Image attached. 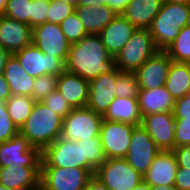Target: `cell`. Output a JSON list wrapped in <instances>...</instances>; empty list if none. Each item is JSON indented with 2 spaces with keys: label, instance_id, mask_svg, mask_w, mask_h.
<instances>
[{
  "label": "cell",
  "instance_id": "6da1fadb",
  "mask_svg": "<svg viewBox=\"0 0 190 190\" xmlns=\"http://www.w3.org/2000/svg\"><path fill=\"white\" fill-rule=\"evenodd\" d=\"M116 68L115 57L107 51L99 34H87L71 44L65 62L67 72L88 81L100 74L111 73Z\"/></svg>",
  "mask_w": 190,
  "mask_h": 190
},
{
  "label": "cell",
  "instance_id": "7a4b0ae2",
  "mask_svg": "<svg viewBox=\"0 0 190 190\" xmlns=\"http://www.w3.org/2000/svg\"><path fill=\"white\" fill-rule=\"evenodd\" d=\"M63 118L42 102H36L31 114L19 132L33 147L42 151L62 133Z\"/></svg>",
  "mask_w": 190,
  "mask_h": 190
},
{
  "label": "cell",
  "instance_id": "3957f363",
  "mask_svg": "<svg viewBox=\"0 0 190 190\" xmlns=\"http://www.w3.org/2000/svg\"><path fill=\"white\" fill-rule=\"evenodd\" d=\"M190 24V4L163 2L154 17L149 31L159 50L168 48L180 33Z\"/></svg>",
  "mask_w": 190,
  "mask_h": 190
},
{
  "label": "cell",
  "instance_id": "277c9868",
  "mask_svg": "<svg viewBox=\"0 0 190 190\" xmlns=\"http://www.w3.org/2000/svg\"><path fill=\"white\" fill-rule=\"evenodd\" d=\"M159 49L149 29H137L115 56L116 67L122 71H136Z\"/></svg>",
  "mask_w": 190,
  "mask_h": 190
},
{
  "label": "cell",
  "instance_id": "5b68a950",
  "mask_svg": "<svg viewBox=\"0 0 190 190\" xmlns=\"http://www.w3.org/2000/svg\"><path fill=\"white\" fill-rule=\"evenodd\" d=\"M93 175L86 168L40 167V190H84Z\"/></svg>",
  "mask_w": 190,
  "mask_h": 190
},
{
  "label": "cell",
  "instance_id": "8992f818",
  "mask_svg": "<svg viewBox=\"0 0 190 190\" xmlns=\"http://www.w3.org/2000/svg\"><path fill=\"white\" fill-rule=\"evenodd\" d=\"M94 176L110 190H132L143 181V175L124 158L106 159Z\"/></svg>",
  "mask_w": 190,
  "mask_h": 190
},
{
  "label": "cell",
  "instance_id": "52a82bcc",
  "mask_svg": "<svg viewBox=\"0 0 190 190\" xmlns=\"http://www.w3.org/2000/svg\"><path fill=\"white\" fill-rule=\"evenodd\" d=\"M102 120V115L87 106L73 108L63 119L61 137L75 142L99 137Z\"/></svg>",
  "mask_w": 190,
  "mask_h": 190
},
{
  "label": "cell",
  "instance_id": "ba28073f",
  "mask_svg": "<svg viewBox=\"0 0 190 190\" xmlns=\"http://www.w3.org/2000/svg\"><path fill=\"white\" fill-rule=\"evenodd\" d=\"M40 167L86 168L82 144L59 136L41 151Z\"/></svg>",
  "mask_w": 190,
  "mask_h": 190
},
{
  "label": "cell",
  "instance_id": "9c48e42d",
  "mask_svg": "<svg viewBox=\"0 0 190 190\" xmlns=\"http://www.w3.org/2000/svg\"><path fill=\"white\" fill-rule=\"evenodd\" d=\"M40 162L41 151L20 132L10 140L0 142V167H40Z\"/></svg>",
  "mask_w": 190,
  "mask_h": 190
},
{
  "label": "cell",
  "instance_id": "30bf717a",
  "mask_svg": "<svg viewBox=\"0 0 190 190\" xmlns=\"http://www.w3.org/2000/svg\"><path fill=\"white\" fill-rule=\"evenodd\" d=\"M135 127L132 124L102 120L99 137L107 159L125 158Z\"/></svg>",
  "mask_w": 190,
  "mask_h": 190
},
{
  "label": "cell",
  "instance_id": "8fae6325",
  "mask_svg": "<svg viewBox=\"0 0 190 190\" xmlns=\"http://www.w3.org/2000/svg\"><path fill=\"white\" fill-rule=\"evenodd\" d=\"M23 69L33 78L44 74L59 76L65 71V63L54 55H47L34 44L13 54Z\"/></svg>",
  "mask_w": 190,
  "mask_h": 190
},
{
  "label": "cell",
  "instance_id": "7c38bea8",
  "mask_svg": "<svg viewBox=\"0 0 190 190\" xmlns=\"http://www.w3.org/2000/svg\"><path fill=\"white\" fill-rule=\"evenodd\" d=\"M160 149L154 140L141 126H136L132 132L131 142L125 160L141 175L151 166Z\"/></svg>",
  "mask_w": 190,
  "mask_h": 190
},
{
  "label": "cell",
  "instance_id": "4fadbf2b",
  "mask_svg": "<svg viewBox=\"0 0 190 190\" xmlns=\"http://www.w3.org/2000/svg\"><path fill=\"white\" fill-rule=\"evenodd\" d=\"M32 44L47 55H54L66 62L70 42L63 34L60 25L45 22L33 28Z\"/></svg>",
  "mask_w": 190,
  "mask_h": 190
},
{
  "label": "cell",
  "instance_id": "5bb4252c",
  "mask_svg": "<svg viewBox=\"0 0 190 190\" xmlns=\"http://www.w3.org/2000/svg\"><path fill=\"white\" fill-rule=\"evenodd\" d=\"M140 125L161 151H172L175 148V117L173 111L143 116Z\"/></svg>",
  "mask_w": 190,
  "mask_h": 190
},
{
  "label": "cell",
  "instance_id": "9a60e30c",
  "mask_svg": "<svg viewBox=\"0 0 190 190\" xmlns=\"http://www.w3.org/2000/svg\"><path fill=\"white\" fill-rule=\"evenodd\" d=\"M171 59L165 50H158L136 71L140 90L164 86L168 77Z\"/></svg>",
  "mask_w": 190,
  "mask_h": 190
},
{
  "label": "cell",
  "instance_id": "2e32d148",
  "mask_svg": "<svg viewBox=\"0 0 190 190\" xmlns=\"http://www.w3.org/2000/svg\"><path fill=\"white\" fill-rule=\"evenodd\" d=\"M116 78L117 68L111 73L100 74L89 81L88 108L102 116L105 114L110 103L116 98Z\"/></svg>",
  "mask_w": 190,
  "mask_h": 190
},
{
  "label": "cell",
  "instance_id": "e0dca14e",
  "mask_svg": "<svg viewBox=\"0 0 190 190\" xmlns=\"http://www.w3.org/2000/svg\"><path fill=\"white\" fill-rule=\"evenodd\" d=\"M32 36L28 24L0 15V46L11 55L32 44Z\"/></svg>",
  "mask_w": 190,
  "mask_h": 190
},
{
  "label": "cell",
  "instance_id": "ac0fdd59",
  "mask_svg": "<svg viewBox=\"0 0 190 190\" xmlns=\"http://www.w3.org/2000/svg\"><path fill=\"white\" fill-rule=\"evenodd\" d=\"M178 169L173 151H161L156 155L143 181L150 186H172Z\"/></svg>",
  "mask_w": 190,
  "mask_h": 190
},
{
  "label": "cell",
  "instance_id": "d6986e66",
  "mask_svg": "<svg viewBox=\"0 0 190 190\" xmlns=\"http://www.w3.org/2000/svg\"><path fill=\"white\" fill-rule=\"evenodd\" d=\"M0 184L12 190H40V167H0Z\"/></svg>",
  "mask_w": 190,
  "mask_h": 190
},
{
  "label": "cell",
  "instance_id": "ffe728a7",
  "mask_svg": "<svg viewBox=\"0 0 190 190\" xmlns=\"http://www.w3.org/2000/svg\"><path fill=\"white\" fill-rule=\"evenodd\" d=\"M136 30L132 23L119 14L99 33V36L107 51L115 57Z\"/></svg>",
  "mask_w": 190,
  "mask_h": 190
},
{
  "label": "cell",
  "instance_id": "44dd1931",
  "mask_svg": "<svg viewBox=\"0 0 190 190\" xmlns=\"http://www.w3.org/2000/svg\"><path fill=\"white\" fill-rule=\"evenodd\" d=\"M57 91L72 108L87 106L89 81L66 70L58 76Z\"/></svg>",
  "mask_w": 190,
  "mask_h": 190
},
{
  "label": "cell",
  "instance_id": "7402d4cb",
  "mask_svg": "<svg viewBox=\"0 0 190 190\" xmlns=\"http://www.w3.org/2000/svg\"><path fill=\"white\" fill-rule=\"evenodd\" d=\"M87 34H99L117 15L107 5H75L74 10Z\"/></svg>",
  "mask_w": 190,
  "mask_h": 190
},
{
  "label": "cell",
  "instance_id": "603a6c76",
  "mask_svg": "<svg viewBox=\"0 0 190 190\" xmlns=\"http://www.w3.org/2000/svg\"><path fill=\"white\" fill-rule=\"evenodd\" d=\"M162 3V0H132L121 15L137 29H149Z\"/></svg>",
  "mask_w": 190,
  "mask_h": 190
},
{
  "label": "cell",
  "instance_id": "cb8c5ba5",
  "mask_svg": "<svg viewBox=\"0 0 190 190\" xmlns=\"http://www.w3.org/2000/svg\"><path fill=\"white\" fill-rule=\"evenodd\" d=\"M174 103V98L165 86L140 90L138 94V104L142 117L153 113L173 111Z\"/></svg>",
  "mask_w": 190,
  "mask_h": 190
},
{
  "label": "cell",
  "instance_id": "d4e9b609",
  "mask_svg": "<svg viewBox=\"0 0 190 190\" xmlns=\"http://www.w3.org/2000/svg\"><path fill=\"white\" fill-rule=\"evenodd\" d=\"M102 117L108 121L139 126L141 124L142 115L140 113L138 98L116 97L110 103L108 110Z\"/></svg>",
  "mask_w": 190,
  "mask_h": 190
},
{
  "label": "cell",
  "instance_id": "484cf974",
  "mask_svg": "<svg viewBox=\"0 0 190 190\" xmlns=\"http://www.w3.org/2000/svg\"><path fill=\"white\" fill-rule=\"evenodd\" d=\"M3 76L9 84L12 95H26L33 98L35 78L28 75L14 55L7 59Z\"/></svg>",
  "mask_w": 190,
  "mask_h": 190
},
{
  "label": "cell",
  "instance_id": "4316f807",
  "mask_svg": "<svg viewBox=\"0 0 190 190\" xmlns=\"http://www.w3.org/2000/svg\"><path fill=\"white\" fill-rule=\"evenodd\" d=\"M164 86L174 100L186 96L190 88V63L171 61Z\"/></svg>",
  "mask_w": 190,
  "mask_h": 190
},
{
  "label": "cell",
  "instance_id": "83f0119b",
  "mask_svg": "<svg viewBox=\"0 0 190 190\" xmlns=\"http://www.w3.org/2000/svg\"><path fill=\"white\" fill-rule=\"evenodd\" d=\"M35 103L32 97L26 95H11L6 101L8 114L18 129L25 124Z\"/></svg>",
  "mask_w": 190,
  "mask_h": 190
},
{
  "label": "cell",
  "instance_id": "f1b7e54d",
  "mask_svg": "<svg viewBox=\"0 0 190 190\" xmlns=\"http://www.w3.org/2000/svg\"><path fill=\"white\" fill-rule=\"evenodd\" d=\"M77 142L82 144L83 159H86V169H90L95 173L107 159L100 142V137H90Z\"/></svg>",
  "mask_w": 190,
  "mask_h": 190
},
{
  "label": "cell",
  "instance_id": "f546056e",
  "mask_svg": "<svg viewBox=\"0 0 190 190\" xmlns=\"http://www.w3.org/2000/svg\"><path fill=\"white\" fill-rule=\"evenodd\" d=\"M165 51L174 62L190 63V24L180 29L179 35Z\"/></svg>",
  "mask_w": 190,
  "mask_h": 190
},
{
  "label": "cell",
  "instance_id": "4dcf8cb0",
  "mask_svg": "<svg viewBox=\"0 0 190 190\" xmlns=\"http://www.w3.org/2000/svg\"><path fill=\"white\" fill-rule=\"evenodd\" d=\"M115 85L116 97L138 98L140 87L134 71H122L117 68V78L115 80Z\"/></svg>",
  "mask_w": 190,
  "mask_h": 190
},
{
  "label": "cell",
  "instance_id": "1f68e13d",
  "mask_svg": "<svg viewBox=\"0 0 190 190\" xmlns=\"http://www.w3.org/2000/svg\"><path fill=\"white\" fill-rule=\"evenodd\" d=\"M3 15L31 27V0H8Z\"/></svg>",
  "mask_w": 190,
  "mask_h": 190
},
{
  "label": "cell",
  "instance_id": "d6a6232c",
  "mask_svg": "<svg viewBox=\"0 0 190 190\" xmlns=\"http://www.w3.org/2000/svg\"><path fill=\"white\" fill-rule=\"evenodd\" d=\"M60 28L70 44L80 41L87 35V32L75 11L61 22Z\"/></svg>",
  "mask_w": 190,
  "mask_h": 190
},
{
  "label": "cell",
  "instance_id": "836d02e7",
  "mask_svg": "<svg viewBox=\"0 0 190 190\" xmlns=\"http://www.w3.org/2000/svg\"><path fill=\"white\" fill-rule=\"evenodd\" d=\"M58 76L44 74L35 78L33 85V99L41 102L50 93L57 90Z\"/></svg>",
  "mask_w": 190,
  "mask_h": 190
},
{
  "label": "cell",
  "instance_id": "e575fe53",
  "mask_svg": "<svg viewBox=\"0 0 190 190\" xmlns=\"http://www.w3.org/2000/svg\"><path fill=\"white\" fill-rule=\"evenodd\" d=\"M74 10L75 5L70 2L50 0L47 22L60 25Z\"/></svg>",
  "mask_w": 190,
  "mask_h": 190
},
{
  "label": "cell",
  "instance_id": "d590c367",
  "mask_svg": "<svg viewBox=\"0 0 190 190\" xmlns=\"http://www.w3.org/2000/svg\"><path fill=\"white\" fill-rule=\"evenodd\" d=\"M19 133L18 127L11 120L6 102L0 99V142L10 140Z\"/></svg>",
  "mask_w": 190,
  "mask_h": 190
},
{
  "label": "cell",
  "instance_id": "8d00e7d4",
  "mask_svg": "<svg viewBox=\"0 0 190 190\" xmlns=\"http://www.w3.org/2000/svg\"><path fill=\"white\" fill-rule=\"evenodd\" d=\"M41 102L63 119L73 110L57 90L50 93Z\"/></svg>",
  "mask_w": 190,
  "mask_h": 190
},
{
  "label": "cell",
  "instance_id": "74e56055",
  "mask_svg": "<svg viewBox=\"0 0 190 190\" xmlns=\"http://www.w3.org/2000/svg\"><path fill=\"white\" fill-rule=\"evenodd\" d=\"M50 0H31V28L47 22Z\"/></svg>",
  "mask_w": 190,
  "mask_h": 190
},
{
  "label": "cell",
  "instance_id": "f35d334b",
  "mask_svg": "<svg viewBox=\"0 0 190 190\" xmlns=\"http://www.w3.org/2000/svg\"><path fill=\"white\" fill-rule=\"evenodd\" d=\"M190 145V117L175 118V147Z\"/></svg>",
  "mask_w": 190,
  "mask_h": 190
},
{
  "label": "cell",
  "instance_id": "ab89813d",
  "mask_svg": "<svg viewBox=\"0 0 190 190\" xmlns=\"http://www.w3.org/2000/svg\"><path fill=\"white\" fill-rule=\"evenodd\" d=\"M173 114L175 118L190 117V98L186 96L176 99Z\"/></svg>",
  "mask_w": 190,
  "mask_h": 190
},
{
  "label": "cell",
  "instance_id": "60d3db41",
  "mask_svg": "<svg viewBox=\"0 0 190 190\" xmlns=\"http://www.w3.org/2000/svg\"><path fill=\"white\" fill-rule=\"evenodd\" d=\"M174 185L179 190H190V169L178 167Z\"/></svg>",
  "mask_w": 190,
  "mask_h": 190
},
{
  "label": "cell",
  "instance_id": "b9f144b4",
  "mask_svg": "<svg viewBox=\"0 0 190 190\" xmlns=\"http://www.w3.org/2000/svg\"><path fill=\"white\" fill-rule=\"evenodd\" d=\"M172 151L176 156L178 167L190 169V145L175 147Z\"/></svg>",
  "mask_w": 190,
  "mask_h": 190
},
{
  "label": "cell",
  "instance_id": "7bdbcfd3",
  "mask_svg": "<svg viewBox=\"0 0 190 190\" xmlns=\"http://www.w3.org/2000/svg\"><path fill=\"white\" fill-rule=\"evenodd\" d=\"M11 91L7 80L0 75V99L5 102L11 97Z\"/></svg>",
  "mask_w": 190,
  "mask_h": 190
},
{
  "label": "cell",
  "instance_id": "ee69618b",
  "mask_svg": "<svg viewBox=\"0 0 190 190\" xmlns=\"http://www.w3.org/2000/svg\"><path fill=\"white\" fill-rule=\"evenodd\" d=\"M84 190H110V189L93 175L87 182V185Z\"/></svg>",
  "mask_w": 190,
  "mask_h": 190
},
{
  "label": "cell",
  "instance_id": "f6af8a7d",
  "mask_svg": "<svg viewBox=\"0 0 190 190\" xmlns=\"http://www.w3.org/2000/svg\"><path fill=\"white\" fill-rule=\"evenodd\" d=\"M107 6L111 8L117 15L123 13L122 0H107Z\"/></svg>",
  "mask_w": 190,
  "mask_h": 190
},
{
  "label": "cell",
  "instance_id": "bcb514c9",
  "mask_svg": "<svg viewBox=\"0 0 190 190\" xmlns=\"http://www.w3.org/2000/svg\"><path fill=\"white\" fill-rule=\"evenodd\" d=\"M11 54L0 46V75H3L7 59Z\"/></svg>",
  "mask_w": 190,
  "mask_h": 190
},
{
  "label": "cell",
  "instance_id": "7dc6e473",
  "mask_svg": "<svg viewBox=\"0 0 190 190\" xmlns=\"http://www.w3.org/2000/svg\"><path fill=\"white\" fill-rule=\"evenodd\" d=\"M107 5V0H77L76 5L92 6V5Z\"/></svg>",
  "mask_w": 190,
  "mask_h": 190
},
{
  "label": "cell",
  "instance_id": "c3c4849f",
  "mask_svg": "<svg viewBox=\"0 0 190 190\" xmlns=\"http://www.w3.org/2000/svg\"><path fill=\"white\" fill-rule=\"evenodd\" d=\"M151 190H179L175 185L172 186H151Z\"/></svg>",
  "mask_w": 190,
  "mask_h": 190
},
{
  "label": "cell",
  "instance_id": "681fc988",
  "mask_svg": "<svg viewBox=\"0 0 190 190\" xmlns=\"http://www.w3.org/2000/svg\"><path fill=\"white\" fill-rule=\"evenodd\" d=\"M132 190H151V186L142 181L138 186L134 187Z\"/></svg>",
  "mask_w": 190,
  "mask_h": 190
},
{
  "label": "cell",
  "instance_id": "f907efd6",
  "mask_svg": "<svg viewBox=\"0 0 190 190\" xmlns=\"http://www.w3.org/2000/svg\"><path fill=\"white\" fill-rule=\"evenodd\" d=\"M163 2L190 4V0H162Z\"/></svg>",
  "mask_w": 190,
  "mask_h": 190
},
{
  "label": "cell",
  "instance_id": "816d5d0a",
  "mask_svg": "<svg viewBox=\"0 0 190 190\" xmlns=\"http://www.w3.org/2000/svg\"><path fill=\"white\" fill-rule=\"evenodd\" d=\"M8 0H0V15H3Z\"/></svg>",
  "mask_w": 190,
  "mask_h": 190
},
{
  "label": "cell",
  "instance_id": "f5cc1de1",
  "mask_svg": "<svg viewBox=\"0 0 190 190\" xmlns=\"http://www.w3.org/2000/svg\"><path fill=\"white\" fill-rule=\"evenodd\" d=\"M130 1H132V0H122V2H123V12L125 11V8H126V6L128 5V3Z\"/></svg>",
  "mask_w": 190,
  "mask_h": 190
},
{
  "label": "cell",
  "instance_id": "db71d44e",
  "mask_svg": "<svg viewBox=\"0 0 190 190\" xmlns=\"http://www.w3.org/2000/svg\"><path fill=\"white\" fill-rule=\"evenodd\" d=\"M62 1L70 2L74 5H76V3H77V0H62Z\"/></svg>",
  "mask_w": 190,
  "mask_h": 190
},
{
  "label": "cell",
  "instance_id": "11a10c76",
  "mask_svg": "<svg viewBox=\"0 0 190 190\" xmlns=\"http://www.w3.org/2000/svg\"><path fill=\"white\" fill-rule=\"evenodd\" d=\"M0 190H12L0 184Z\"/></svg>",
  "mask_w": 190,
  "mask_h": 190
},
{
  "label": "cell",
  "instance_id": "9f6ffc18",
  "mask_svg": "<svg viewBox=\"0 0 190 190\" xmlns=\"http://www.w3.org/2000/svg\"><path fill=\"white\" fill-rule=\"evenodd\" d=\"M186 97H187V98H190V88H189V90H188V92H187V94H186Z\"/></svg>",
  "mask_w": 190,
  "mask_h": 190
}]
</instances>
